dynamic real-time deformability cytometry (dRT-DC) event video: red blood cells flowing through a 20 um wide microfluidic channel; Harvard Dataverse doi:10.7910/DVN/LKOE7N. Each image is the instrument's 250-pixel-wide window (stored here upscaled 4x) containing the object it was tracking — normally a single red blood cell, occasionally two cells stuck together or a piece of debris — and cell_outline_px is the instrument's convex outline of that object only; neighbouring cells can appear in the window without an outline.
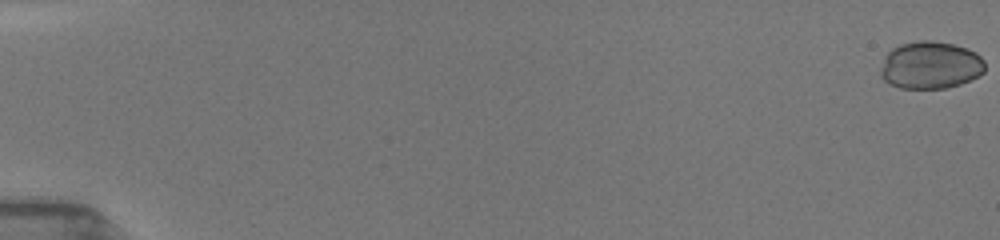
{"species": "common noctule bat (a hibernating species)", "species_latin": "Nyctalus noctula", "temperature_condition": "room temperature", "stored_images_in_passage": 18, "camera_frame_rate_fps": 3000, "um_per_image_px": 0.085, "animal": {"sex": "female", "body_mass_g": 19.5, "forearm_length_mm": 54.1}, "frame": {"image": 1, "passage_image": 1, "time_ms": 0.0, "image_size_px": [1000, 240], "cell_outline_px": [[984, 72], [960, 84], [944, 88], [900, 88], [884, 80], [880, 76], [880, 68], [884, 56], [892, 48], [900, 44], [920, 40], [932, 40], [952, 44], [968, 48], [976, 52], [984, 60]], "centroid_in_image_um": [79.06, 5.52], "position_along_channel_um": 5.9, "area_um2": 28.9}}
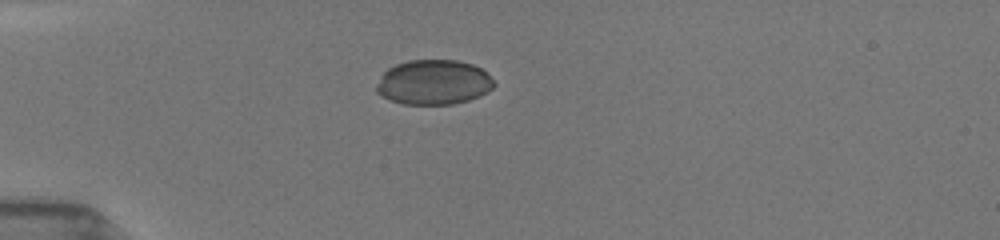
{"frame": {"image": 2, "passage_image": 14, "time_ms": 5.0, "image_size_px": [1000, 240], "cell_outline_px": [[496, 84], [488, 92], [480, 96], [468, 100], [452, 104], [404, 104], [388, 100], [380, 96], [376, 92], [376, 84], [380, 76], [388, 68], [396, 64], [408, 60], [456, 60], [472, 64], [480, 68]], "centroid_in_image_um": [36.81, 7.0], "position_along_channel_um": 48.2, "area_um2": 30.81}}
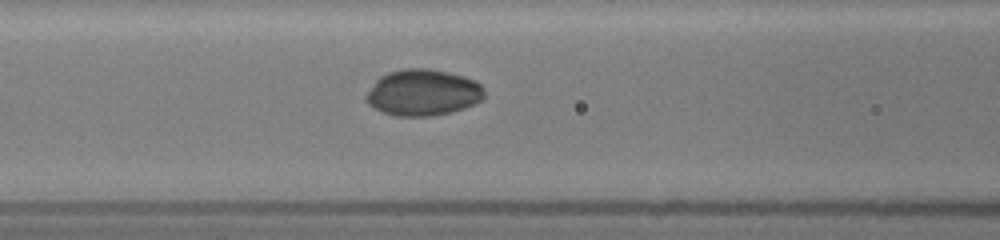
{"frame": {"image": 3, "passage_image": 18, "time_ms": 7.667, "image_size_px": [1000, 240], "cell_outline_px": [[484, 96], [480, 100], [464, 108], [452, 112], [432, 116], [396, 116], [380, 112], [368, 104], [364, 100], [364, 96], [376, 80], [380, 76], [388, 72], [404, 68], [428, 68], [448, 72], [464, 76], [476, 80], [484, 88]], "centroid_in_image_um": [35.92, 7.87], "position_along_channel_um": 130.7, "area_um2": 32.19}}